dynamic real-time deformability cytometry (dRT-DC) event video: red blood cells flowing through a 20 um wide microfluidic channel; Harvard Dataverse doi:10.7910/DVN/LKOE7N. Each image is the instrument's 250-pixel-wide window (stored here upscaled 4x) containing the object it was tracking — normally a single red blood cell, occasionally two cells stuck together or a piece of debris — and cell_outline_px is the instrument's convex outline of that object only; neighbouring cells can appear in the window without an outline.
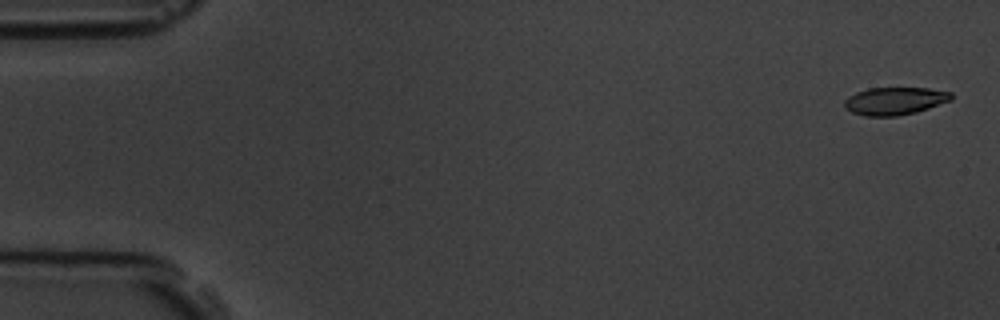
{"species": "common noctule bat (a hibernating species)", "species_latin": "Nyctalus noctula", "temperature_condition": "room temperature", "stored_images_in_passage": 6, "camera_frame_rate_fps": 3000, "um_per_image_px": 0.085, "animal": {"sex": "male", "body_mass_g": 19.5, "forearm_length_mm": 54.6}, "frame": {"image": 1, "passage_image": 1, "time_ms": 0.0, "image_size_px": [1000, 320], "cell_outline_px": [[952, 100], [916, 112], [896, 116], [864, 116], [852, 112], [844, 108], [844, 100], [848, 96], [856, 92], [868, 88], [928, 88], [952, 92]], "centroid_in_image_um": [76.04, 8.58], "position_along_channel_um": 9.0, "area_um2": 17.28}}
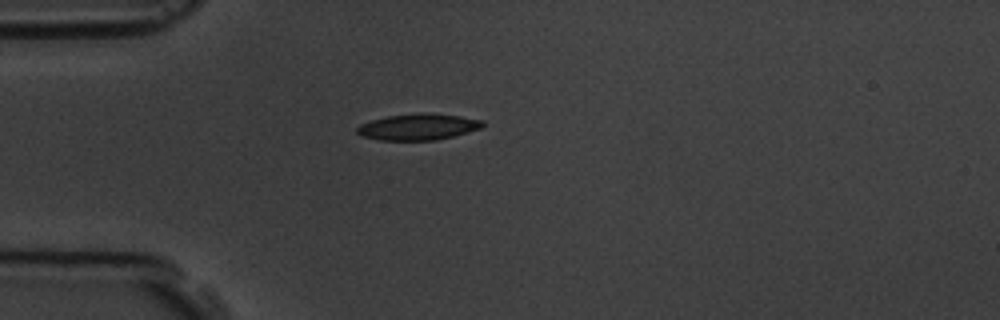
{"frame": {"image": 2, "passage_image": 5, "time_ms": 4.667, "image_size_px": [1000, 320], "cell_outline_px": [[484, 124], [480, 128], [468, 132], [436, 140], [380, 140], [360, 136], [356, 132], [356, 128], [360, 124], [372, 120], [388, 116], [420, 112], [424, 112], [460, 116], [484, 120]], "centroid_in_image_um": [35.52, 10.78], "position_along_channel_um": 49.5, "area_um2": 19.25}}